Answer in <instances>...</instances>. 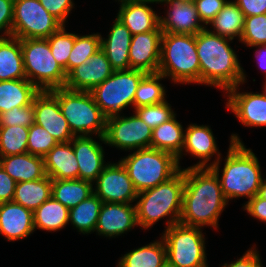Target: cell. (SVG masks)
Masks as SVG:
<instances>
[{"instance_id":"1","label":"cell","mask_w":266,"mask_h":267,"mask_svg":"<svg viewBox=\"0 0 266 267\" xmlns=\"http://www.w3.org/2000/svg\"><path fill=\"white\" fill-rule=\"evenodd\" d=\"M184 189L179 223L186 226H210L217 230L228 201L218 175L211 168H184Z\"/></svg>"},{"instance_id":"2","label":"cell","mask_w":266,"mask_h":267,"mask_svg":"<svg viewBox=\"0 0 266 267\" xmlns=\"http://www.w3.org/2000/svg\"><path fill=\"white\" fill-rule=\"evenodd\" d=\"M232 40L211 33L207 27L196 34V51L200 63V84L217 87L225 93L246 81Z\"/></svg>"},{"instance_id":"3","label":"cell","mask_w":266,"mask_h":267,"mask_svg":"<svg viewBox=\"0 0 266 267\" xmlns=\"http://www.w3.org/2000/svg\"><path fill=\"white\" fill-rule=\"evenodd\" d=\"M224 159L221 177V158L210 168L218 175L224 197L233 200L240 197L251 200L258 195L262 182L261 167L252 149L246 148L238 134L230 136V145Z\"/></svg>"},{"instance_id":"4","label":"cell","mask_w":266,"mask_h":267,"mask_svg":"<svg viewBox=\"0 0 266 267\" xmlns=\"http://www.w3.org/2000/svg\"><path fill=\"white\" fill-rule=\"evenodd\" d=\"M184 184V169H181L168 181L138 192L135 203L138 225L148 230L166 216L169 217L166 229L179 223Z\"/></svg>"},{"instance_id":"5","label":"cell","mask_w":266,"mask_h":267,"mask_svg":"<svg viewBox=\"0 0 266 267\" xmlns=\"http://www.w3.org/2000/svg\"><path fill=\"white\" fill-rule=\"evenodd\" d=\"M158 73L175 84L200 85L196 35L163 32Z\"/></svg>"},{"instance_id":"6","label":"cell","mask_w":266,"mask_h":267,"mask_svg":"<svg viewBox=\"0 0 266 267\" xmlns=\"http://www.w3.org/2000/svg\"><path fill=\"white\" fill-rule=\"evenodd\" d=\"M74 136H92L106 145V119L89 91H74L61 87L50 91Z\"/></svg>"},{"instance_id":"7","label":"cell","mask_w":266,"mask_h":267,"mask_svg":"<svg viewBox=\"0 0 266 267\" xmlns=\"http://www.w3.org/2000/svg\"><path fill=\"white\" fill-rule=\"evenodd\" d=\"M120 162L137 192L168 181L182 169L174 154L153 148L135 150Z\"/></svg>"},{"instance_id":"8","label":"cell","mask_w":266,"mask_h":267,"mask_svg":"<svg viewBox=\"0 0 266 267\" xmlns=\"http://www.w3.org/2000/svg\"><path fill=\"white\" fill-rule=\"evenodd\" d=\"M26 79L40 91L64 87L67 74L54 59L46 38L20 39Z\"/></svg>"},{"instance_id":"9","label":"cell","mask_w":266,"mask_h":267,"mask_svg":"<svg viewBox=\"0 0 266 267\" xmlns=\"http://www.w3.org/2000/svg\"><path fill=\"white\" fill-rule=\"evenodd\" d=\"M146 74L134 69L114 71L90 91L106 120L121 116V111L133 107L136 90Z\"/></svg>"},{"instance_id":"10","label":"cell","mask_w":266,"mask_h":267,"mask_svg":"<svg viewBox=\"0 0 266 267\" xmlns=\"http://www.w3.org/2000/svg\"><path fill=\"white\" fill-rule=\"evenodd\" d=\"M167 265L171 267H208L205 237L201 227L173 224L164 229Z\"/></svg>"},{"instance_id":"11","label":"cell","mask_w":266,"mask_h":267,"mask_svg":"<svg viewBox=\"0 0 266 267\" xmlns=\"http://www.w3.org/2000/svg\"><path fill=\"white\" fill-rule=\"evenodd\" d=\"M63 24L39 0H14L12 36L18 39L48 38Z\"/></svg>"},{"instance_id":"12","label":"cell","mask_w":266,"mask_h":267,"mask_svg":"<svg viewBox=\"0 0 266 267\" xmlns=\"http://www.w3.org/2000/svg\"><path fill=\"white\" fill-rule=\"evenodd\" d=\"M153 129L135 112L131 116H117L106 120L104 139L107 145L121 150L151 148Z\"/></svg>"},{"instance_id":"13","label":"cell","mask_w":266,"mask_h":267,"mask_svg":"<svg viewBox=\"0 0 266 267\" xmlns=\"http://www.w3.org/2000/svg\"><path fill=\"white\" fill-rule=\"evenodd\" d=\"M94 183L93 191L103 203L136 201L138 192L120 160L117 163H108Z\"/></svg>"},{"instance_id":"14","label":"cell","mask_w":266,"mask_h":267,"mask_svg":"<svg viewBox=\"0 0 266 267\" xmlns=\"http://www.w3.org/2000/svg\"><path fill=\"white\" fill-rule=\"evenodd\" d=\"M34 123L46 129L57 143L70 142L75 136L62 114L58 99L50 91L34 97Z\"/></svg>"},{"instance_id":"15","label":"cell","mask_w":266,"mask_h":267,"mask_svg":"<svg viewBox=\"0 0 266 267\" xmlns=\"http://www.w3.org/2000/svg\"><path fill=\"white\" fill-rule=\"evenodd\" d=\"M239 86L238 84L225 93L228 99L226 108L245 127H266V95L263 92L240 93Z\"/></svg>"},{"instance_id":"16","label":"cell","mask_w":266,"mask_h":267,"mask_svg":"<svg viewBox=\"0 0 266 267\" xmlns=\"http://www.w3.org/2000/svg\"><path fill=\"white\" fill-rule=\"evenodd\" d=\"M217 138L214 137L212 129L208 125L190 124L184 130V145L181 153L177 156L180 166V159L184 155L183 152L190 153L192 156L200 159L197 164L190 168H210L221 158V153L217 147ZM185 149V150H184ZM215 156L212 163H208Z\"/></svg>"},{"instance_id":"17","label":"cell","mask_w":266,"mask_h":267,"mask_svg":"<svg viewBox=\"0 0 266 267\" xmlns=\"http://www.w3.org/2000/svg\"><path fill=\"white\" fill-rule=\"evenodd\" d=\"M135 226H139L135 205L106 202L101 206L95 231L98 235L110 239L121 236Z\"/></svg>"},{"instance_id":"18","label":"cell","mask_w":266,"mask_h":267,"mask_svg":"<svg viewBox=\"0 0 266 267\" xmlns=\"http://www.w3.org/2000/svg\"><path fill=\"white\" fill-rule=\"evenodd\" d=\"M168 4L166 16H160L162 32L196 35L206 28L199 18L194 2L158 0V4Z\"/></svg>"},{"instance_id":"19","label":"cell","mask_w":266,"mask_h":267,"mask_svg":"<svg viewBox=\"0 0 266 267\" xmlns=\"http://www.w3.org/2000/svg\"><path fill=\"white\" fill-rule=\"evenodd\" d=\"M105 53L99 49L86 63L75 67L68 75L65 88L91 91L114 73Z\"/></svg>"},{"instance_id":"20","label":"cell","mask_w":266,"mask_h":267,"mask_svg":"<svg viewBox=\"0 0 266 267\" xmlns=\"http://www.w3.org/2000/svg\"><path fill=\"white\" fill-rule=\"evenodd\" d=\"M162 30L132 35L129 47L130 69L157 73L160 63Z\"/></svg>"},{"instance_id":"21","label":"cell","mask_w":266,"mask_h":267,"mask_svg":"<svg viewBox=\"0 0 266 267\" xmlns=\"http://www.w3.org/2000/svg\"><path fill=\"white\" fill-rule=\"evenodd\" d=\"M102 143L92 136H75L72 139L73 151L79 166V179L94 184L99 174L106 167Z\"/></svg>"},{"instance_id":"22","label":"cell","mask_w":266,"mask_h":267,"mask_svg":"<svg viewBox=\"0 0 266 267\" xmlns=\"http://www.w3.org/2000/svg\"><path fill=\"white\" fill-rule=\"evenodd\" d=\"M34 231L33 211L13 201L0 203V235L7 241L25 239Z\"/></svg>"},{"instance_id":"23","label":"cell","mask_w":266,"mask_h":267,"mask_svg":"<svg viewBox=\"0 0 266 267\" xmlns=\"http://www.w3.org/2000/svg\"><path fill=\"white\" fill-rule=\"evenodd\" d=\"M131 39L132 34L129 29L117 18L110 28L108 38L101 36L100 49L105 53L115 71L130 69L129 47Z\"/></svg>"},{"instance_id":"24","label":"cell","mask_w":266,"mask_h":267,"mask_svg":"<svg viewBox=\"0 0 266 267\" xmlns=\"http://www.w3.org/2000/svg\"><path fill=\"white\" fill-rule=\"evenodd\" d=\"M158 3V0L126 3L120 5L116 18L119 19L132 35L146 33L160 28V16L147 4Z\"/></svg>"},{"instance_id":"25","label":"cell","mask_w":266,"mask_h":267,"mask_svg":"<svg viewBox=\"0 0 266 267\" xmlns=\"http://www.w3.org/2000/svg\"><path fill=\"white\" fill-rule=\"evenodd\" d=\"M43 159L46 175L52 180L79 178V166L73 151L72 140L57 143Z\"/></svg>"},{"instance_id":"26","label":"cell","mask_w":266,"mask_h":267,"mask_svg":"<svg viewBox=\"0 0 266 267\" xmlns=\"http://www.w3.org/2000/svg\"><path fill=\"white\" fill-rule=\"evenodd\" d=\"M0 165L16 183L42 179L46 176L44 159L28 152L0 157Z\"/></svg>"},{"instance_id":"27","label":"cell","mask_w":266,"mask_h":267,"mask_svg":"<svg viewBox=\"0 0 266 267\" xmlns=\"http://www.w3.org/2000/svg\"><path fill=\"white\" fill-rule=\"evenodd\" d=\"M26 79L20 39L0 37V81Z\"/></svg>"},{"instance_id":"28","label":"cell","mask_w":266,"mask_h":267,"mask_svg":"<svg viewBox=\"0 0 266 267\" xmlns=\"http://www.w3.org/2000/svg\"><path fill=\"white\" fill-rule=\"evenodd\" d=\"M40 90L27 79L0 81V114L33 103Z\"/></svg>"},{"instance_id":"29","label":"cell","mask_w":266,"mask_h":267,"mask_svg":"<svg viewBox=\"0 0 266 267\" xmlns=\"http://www.w3.org/2000/svg\"><path fill=\"white\" fill-rule=\"evenodd\" d=\"M166 247L163 238L133 249L120 257L117 267H165Z\"/></svg>"},{"instance_id":"30","label":"cell","mask_w":266,"mask_h":267,"mask_svg":"<svg viewBox=\"0 0 266 267\" xmlns=\"http://www.w3.org/2000/svg\"><path fill=\"white\" fill-rule=\"evenodd\" d=\"M245 16L234 1H227L222 10L208 23L213 28L208 30L211 33L234 40L238 37V41L242 37L244 31Z\"/></svg>"},{"instance_id":"31","label":"cell","mask_w":266,"mask_h":267,"mask_svg":"<svg viewBox=\"0 0 266 267\" xmlns=\"http://www.w3.org/2000/svg\"><path fill=\"white\" fill-rule=\"evenodd\" d=\"M51 192L52 179L47 175L42 179L18 182L15 186L13 202L34 212L51 197Z\"/></svg>"},{"instance_id":"32","label":"cell","mask_w":266,"mask_h":267,"mask_svg":"<svg viewBox=\"0 0 266 267\" xmlns=\"http://www.w3.org/2000/svg\"><path fill=\"white\" fill-rule=\"evenodd\" d=\"M184 145V129L176 119V114L152 131L151 148L174 154L181 153Z\"/></svg>"},{"instance_id":"33","label":"cell","mask_w":266,"mask_h":267,"mask_svg":"<svg viewBox=\"0 0 266 267\" xmlns=\"http://www.w3.org/2000/svg\"><path fill=\"white\" fill-rule=\"evenodd\" d=\"M93 183L81 179L52 180L51 196L71 209L94 193Z\"/></svg>"},{"instance_id":"34","label":"cell","mask_w":266,"mask_h":267,"mask_svg":"<svg viewBox=\"0 0 266 267\" xmlns=\"http://www.w3.org/2000/svg\"><path fill=\"white\" fill-rule=\"evenodd\" d=\"M35 229L55 232L69 224V209L52 196L33 212Z\"/></svg>"},{"instance_id":"35","label":"cell","mask_w":266,"mask_h":267,"mask_svg":"<svg viewBox=\"0 0 266 267\" xmlns=\"http://www.w3.org/2000/svg\"><path fill=\"white\" fill-rule=\"evenodd\" d=\"M102 204L103 201L93 193L77 206L69 209V222L82 234L95 232Z\"/></svg>"},{"instance_id":"36","label":"cell","mask_w":266,"mask_h":267,"mask_svg":"<svg viewBox=\"0 0 266 267\" xmlns=\"http://www.w3.org/2000/svg\"><path fill=\"white\" fill-rule=\"evenodd\" d=\"M161 79H166L161 73H147L140 81L135 93L133 108L159 104L166 100V89Z\"/></svg>"},{"instance_id":"37","label":"cell","mask_w":266,"mask_h":267,"mask_svg":"<svg viewBox=\"0 0 266 267\" xmlns=\"http://www.w3.org/2000/svg\"><path fill=\"white\" fill-rule=\"evenodd\" d=\"M101 47V34H75V41L67 62V75L80 64L86 63Z\"/></svg>"},{"instance_id":"38","label":"cell","mask_w":266,"mask_h":267,"mask_svg":"<svg viewBox=\"0 0 266 267\" xmlns=\"http://www.w3.org/2000/svg\"><path fill=\"white\" fill-rule=\"evenodd\" d=\"M29 127L0 126V157L26 153Z\"/></svg>"},{"instance_id":"39","label":"cell","mask_w":266,"mask_h":267,"mask_svg":"<svg viewBox=\"0 0 266 267\" xmlns=\"http://www.w3.org/2000/svg\"><path fill=\"white\" fill-rule=\"evenodd\" d=\"M65 27L66 25H63L58 31L46 39L48 40L54 59L67 74V62L74 45L75 33L66 32Z\"/></svg>"},{"instance_id":"40","label":"cell","mask_w":266,"mask_h":267,"mask_svg":"<svg viewBox=\"0 0 266 267\" xmlns=\"http://www.w3.org/2000/svg\"><path fill=\"white\" fill-rule=\"evenodd\" d=\"M240 42L251 48L266 44V14L245 17Z\"/></svg>"},{"instance_id":"41","label":"cell","mask_w":266,"mask_h":267,"mask_svg":"<svg viewBox=\"0 0 266 267\" xmlns=\"http://www.w3.org/2000/svg\"><path fill=\"white\" fill-rule=\"evenodd\" d=\"M56 144L57 141L43 127L35 123L29 127L27 140L28 153L43 158Z\"/></svg>"},{"instance_id":"42","label":"cell","mask_w":266,"mask_h":267,"mask_svg":"<svg viewBox=\"0 0 266 267\" xmlns=\"http://www.w3.org/2000/svg\"><path fill=\"white\" fill-rule=\"evenodd\" d=\"M134 110V112L152 129L171 119L176 114L167 100L159 104L135 108Z\"/></svg>"},{"instance_id":"43","label":"cell","mask_w":266,"mask_h":267,"mask_svg":"<svg viewBox=\"0 0 266 267\" xmlns=\"http://www.w3.org/2000/svg\"><path fill=\"white\" fill-rule=\"evenodd\" d=\"M34 124V100L24 107H14L0 114V126L30 127Z\"/></svg>"},{"instance_id":"44","label":"cell","mask_w":266,"mask_h":267,"mask_svg":"<svg viewBox=\"0 0 266 267\" xmlns=\"http://www.w3.org/2000/svg\"><path fill=\"white\" fill-rule=\"evenodd\" d=\"M227 0H194L196 10L202 23H208L222 10Z\"/></svg>"},{"instance_id":"45","label":"cell","mask_w":266,"mask_h":267,"mask_svg":"<svg viewBox=\"0 0 266 267\" xmlns=\"http://www.w3.org/2000/svg\"><path fill=\"white\" fill-rule=\"evenodd\" d=\"M41 5L63 25L74 8L73 0H39Z\"/></svg>"},{"instance_id":"46","label":"cell","mask_w":266,"mask_h":267,"mask_svg":"<svg viewBox=\"0 0 266 267\" xmlns=\"http://www.w3.org/2000/svg\"><path fill=\"white\" fill-rule=\"evenodd\" d=\"M14 0H0V37L12 36Z\"/></svg>"},{"instance_id":"47","label":"cell","mask_w":266,"mask_h":267,"mask_svg":"<svg viewBox=\"0 0 266 267\" xmlns=\"http://www.w3.org/2000/svg\"><path fill=\"white\" fill-rule=\"evenodd\" d=\"M16 181L0 165V203L13 201Z\"/></svg>"},{"instance_id":"48","label":"cell","mask_w":266,"mask_h":267,"mask_svg":"<svg viewBox=\"0 0 266 267\" xmlns=\"http://www.w3.org/2000/svg\"><path fill=\"white\" fill-rule=\"evenodd\" d=\"M222 267H263L256 247H251L242 257L229 264L225 263Z\"/></svg>"},{"instance_id":"49","label":"cell","mask_w":266,"mask_h":267,"mask_svg":"<svg viewBox=\"0 0 266 267\" xmlns=\"http://www.w3.org/2000/svg\"><path fill=\"white\" fill-rule=\"evenodd\" d=\"M245 17L266 14V0H233Z\"/></svg>"},{"instance_id":"50","label":"cell","mask_w":266,"mask_h":267,"mask_svg":"<svg viewBox=\"0 0 266 267\" xmlns=\"http://www.w3.org/2000/svg\"><path fill=\"white\" fill-rule=\"evenodd\" d=\"M243 210H246L250 216L258 219L260 222H266V200L258 195L244 203Z\"/></svg>"},{"instance_id":"51","label":"cell","mask_w":266,"mask_h":267,"mask_svg":"<svg viewBox=\"0 0 266 267\" xmlns=\"http://www.w3.org/2000/svg\"><path fill=\"white\" fill-rule=\"evenodd\" d=\"M258 47L255 51L256 59L258 61V67L260 70L262 69L264 73H266V44L254 46ZM266 78V76H265Z\"/></svg>"},{"instance_id":"52","label":"cell","mask_w":266,"mask_h":267,"mask_svg":"<svg viewBox=\"0 0 266 267\" xmlns=\"http://www.w3.org/2000/svg\"><path fill=\"white\" fill-rule=\"evenodd\" d=\"M258 196L266 200V179H262L261 186L259 188Z\"/></svg>"},{"instance_id":"53","label":"cell","mask_w":266,"mask_h":267,"mask_svg":"<svg viewBox=\"0 0 266 267\" xmlns=\"http://www.w3.org/2000/svg\"><path fill=\"white\" fill-rule=\"evenodd\" d=\"M149 0H118L120 2V5L126 4V3H135V2H145Z\"/></svg>"},{"instance_id":"54","label":"cell","mask_w":266,"mask_h":267,"mask_svg":"<svg viewBox=\"0 0 266 267\" xmlns=\"http://www.w3.org/2000/svg\"><path fill=\"white\" fill-rule=\"evenodd\" d=\"M172 1H180V2H194V0H172Z\"/></svg>"},{"instance_id":"55","label":"cell","mask_w":266,"mask_h":267,"mask_svg":"<svg viewBox=\"0 0 266 267\" xmlns=\"http://www.w3.org/2000/svg\"><path fill=\"white\" fill-rule=\"evenodd\" d=\"M263 93L266 95V81H265V84H264V89H263Z\"/></svg>"}]
</instances>
